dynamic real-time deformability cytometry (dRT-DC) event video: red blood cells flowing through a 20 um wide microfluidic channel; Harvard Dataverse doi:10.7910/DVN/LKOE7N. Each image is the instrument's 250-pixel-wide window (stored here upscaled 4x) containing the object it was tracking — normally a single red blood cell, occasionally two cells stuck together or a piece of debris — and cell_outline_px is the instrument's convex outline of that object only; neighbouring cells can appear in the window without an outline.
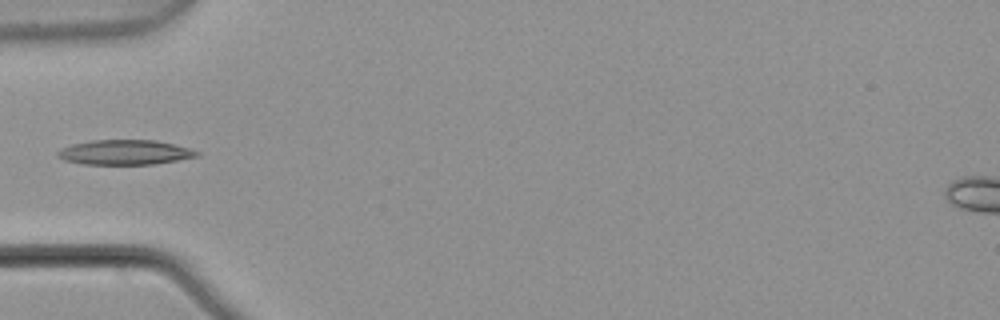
{"species": "common noctule bat (a hibernating species)", "species_latin": "Nyctalus noctula", "temperature_condition": "warm", "stored_images_in_passage": 5, "camera_frame_rate_fps": 3000, "um_per_image_px": 0.085, "animal": {"sex": "male", "body_mass_g": 21.5, "forearm_length_mm": 52.0}, "frame": {"image": 1, "passage_image": 5, "time_ms": 1.333, "image_size_px": [1000, 320], "cell_outline_px": [[200, 156], [152, 164], [84, 164], [64, 160], [56, 156], [56, 152], [60, 148], [72, 144], [92, 140], [156, 140], [188, 148], [200, 152]], "centroid_in_image_um": [10.57, 12.94], "position_along_channel_um": 74.4, "area_um2": 20.06}}